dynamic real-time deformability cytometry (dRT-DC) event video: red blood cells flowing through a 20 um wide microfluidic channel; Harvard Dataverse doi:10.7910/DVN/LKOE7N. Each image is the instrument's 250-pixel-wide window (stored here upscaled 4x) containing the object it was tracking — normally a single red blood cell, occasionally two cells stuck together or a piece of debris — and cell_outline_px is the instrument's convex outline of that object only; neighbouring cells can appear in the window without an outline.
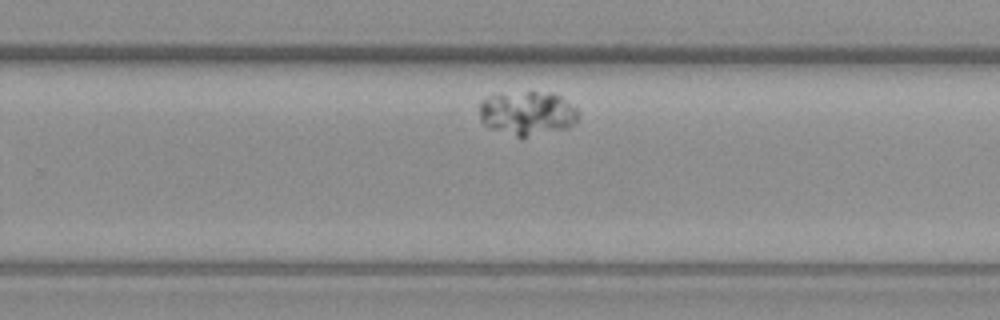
{"species": "common noctule bat (a hibernating species)", "species_latin": "Nyctalus noctula", "temperature_condition": "warm", "stored_images_in_passage": 7, "camera_frame_rate_fps": 3000, "um_per_image_px": 0.085, "animal": {"sex": "female", "body_mass_g": 19.3, "forearm_length_mm": 54.1}, "frame": {"image": 1, "passage_image": 7, "time_ms": 7.333, "image_size_px": [1000, 320], "cell_outline_px": [[576, 120], [568, 128], [524, 136], [516, 136], [488, 128], [480, 120], [480, 100], [496, 92], [552, 92], [560, 96], [576, 108]], "centroid_in_image_um": [44.75, 9.58], "position_along_channel_um": 285.1, "area_um2": 25.32}}